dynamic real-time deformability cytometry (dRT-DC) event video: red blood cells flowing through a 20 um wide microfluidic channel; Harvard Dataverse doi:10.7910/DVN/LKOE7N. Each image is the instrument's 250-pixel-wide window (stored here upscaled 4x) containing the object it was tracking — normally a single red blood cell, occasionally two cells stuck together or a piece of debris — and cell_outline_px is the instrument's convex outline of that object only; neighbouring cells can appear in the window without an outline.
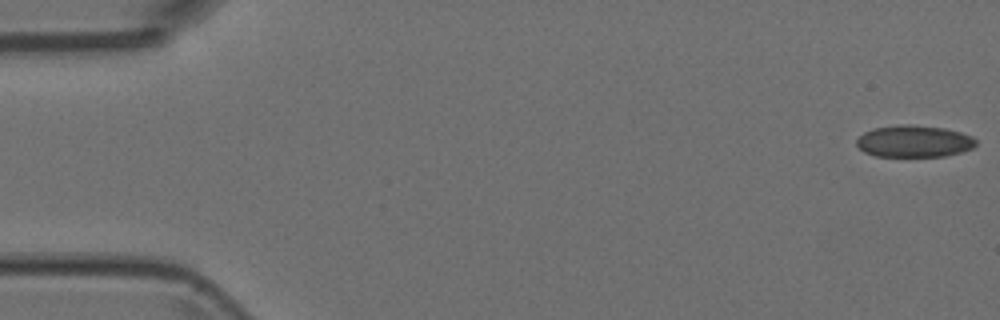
{"species": "Egyptian fruit bat (a non-hibernating species)", "species_latin": "Rousettus aegyptiacus", "temperature_condition": "room temperature", "stored_images_in_passage": 4, "camera_frame_rate_fps": 3000, "um_per_image_px": 0.085, "animal": {"sex": "female"}, "frame": {"image": 1, "passage_image": 1, "time_ms": 0.0, "image_size_px": [1000, 320], "cell_outline_px": [[976, 144], [972, 148], [960, 152], [944, 156], [876, 156], [864, 152], [856, 144], [856, 140], [864, 132], [872, 128], [900, 124], [912, 124], [944, 128], [960, 132], [972, 136], [976, 140]], "centroid_in_image_um": [77.67, 12.0], "position_along_channel_um": 7.3, "area_um2": 22.2}}